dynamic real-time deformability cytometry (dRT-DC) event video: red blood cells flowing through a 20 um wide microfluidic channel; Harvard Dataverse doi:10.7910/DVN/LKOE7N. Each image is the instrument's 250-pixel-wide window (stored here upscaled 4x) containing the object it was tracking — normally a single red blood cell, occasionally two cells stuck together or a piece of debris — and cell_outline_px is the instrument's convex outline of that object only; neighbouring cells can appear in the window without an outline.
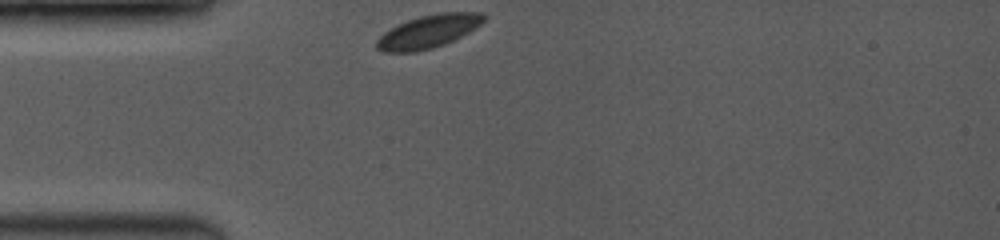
{"species": "common noctule bat (a hibernating species)", "species_latin": "Nyctalus noctula", "temperature_condition": "room temperature", "stored_images_in_passage": 24, "camera_frame_rate_fps": 3500, "um_per_image_px": 0.085, "animal": {"sex": "female", "body_mass_g": 19.0, "forearm_length_mm": 53.3}, "frame": {"image": 1, "passage_image": 1, "time_ms": 0.0, "image_size_px": [1000, 240], "cell_outline_px": [[488, 16], [476, 28], [444, 44], [432, 48], [416, 52], [384, 52], [376, 48], [376, 40], [384, 32], [408, 20], [420, 16], [440, 12], [484, 12]], "centroid_in_image_um": [36.44, 2.67], "position_along_channel_um": 48.6, "area_um2": 20.52}}
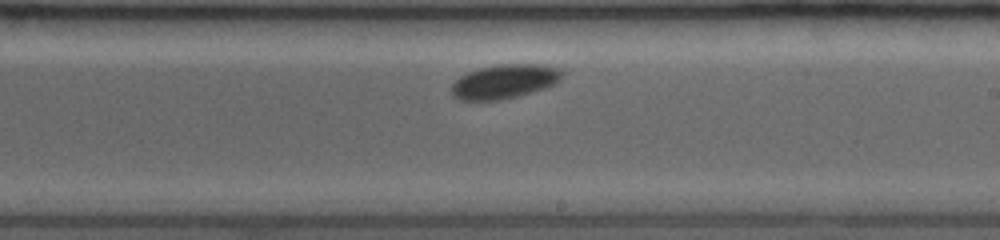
{"frame": {"image": 2, "passage_image": 14, "time_ms": 5.429, "image_size_px": [1000, 240], "cell_outline_px": [[564, 72], [560, 80], [544, 88], [516, 96], [500, 100], [456, 100], [452, 96], [452, 84], [460, 76], [468, 72], [480, 68], [496, 64], [544, 64], [560, 68]], "centroid_in_image_um": [42.87, 6.91], "position_along_channel_um": 246.1, "area_um2": 22.02}}
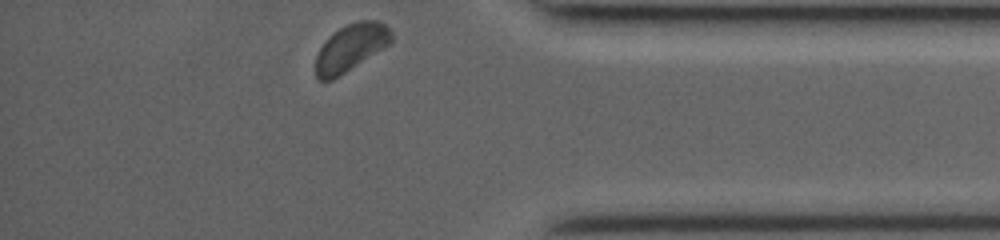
{"frame": {"image": 3, "passage_image": 24, "time_ms": 9.714, "image_size_px": [1000, 240], "cell_outline_px": [[392, 40], [388, 44], [332, 80], [320, 80], [316, 76], [316, 56], [320, 48], [328, 36], [340, 28], [348, 24], [360, 20], [380, 20], [392, 32]], "centroid_in_image_um": [29.8, 4.02], "position_along_channel_um": 405.4, "area_um2": 20.23}, "authors_computed_cell_mechanics": {"area_um2": 21.386, "velocity_mm_per_s": 3.8957, "shape_relaxation_time_tau1_ms": 1.0323, "shape_relaxation_time_tau2_ms": null, "deformation_change_tau1": 0.0614, "deformation_change_tau2": null}}